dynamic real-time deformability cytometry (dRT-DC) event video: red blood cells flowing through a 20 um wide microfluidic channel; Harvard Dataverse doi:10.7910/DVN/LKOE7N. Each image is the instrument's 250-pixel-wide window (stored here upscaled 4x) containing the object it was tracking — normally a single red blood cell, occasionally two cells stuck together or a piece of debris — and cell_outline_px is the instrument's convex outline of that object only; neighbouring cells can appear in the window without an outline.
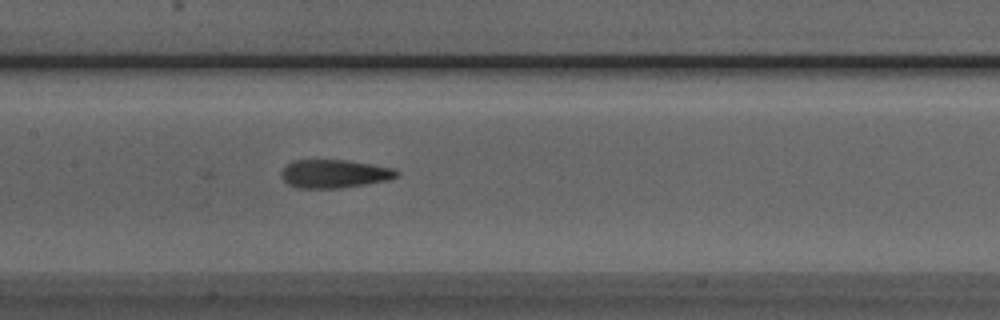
{"species": "Egyptian fruit bat (a non-hibernating species)", "species_latin": "Rousettus aegyptiacus", "temperature_condition": "room temperature", "stored_images_in_passage": 26, "camera_frame_rate_fps": 3000, "um_per_image_px": 0.085, "animal": {"sex": "male"}, "frame": {"image": 1, "passage_image": 9, "time_ms": 2.667, "image_size_px": [1000, 320], "cell_outline_px": [[400, 176], [388, 180], [340, 188], [296, 188], [288, 184], [280, 176], [280, 172], [292, 160], [344, 160], [372, 164], [392, 168], [400, 172]], "centroid_in_image_um": [28.41, 14.77], "position_along_channel_um": 179.0, "area_um2": 19.07}}
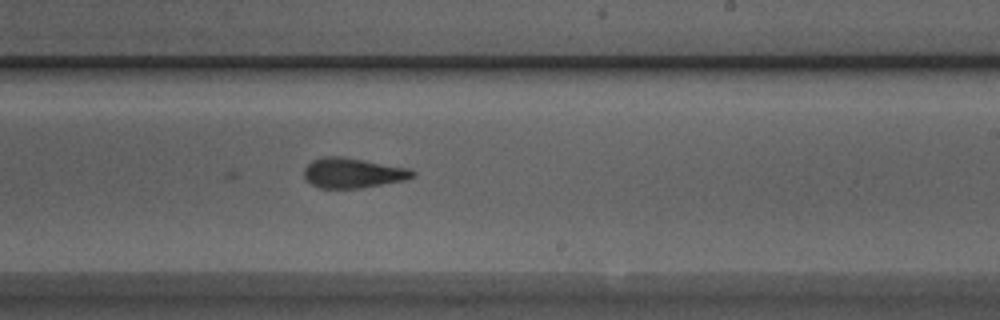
{"frame": {"image": 2, "passage_image": 15, "time_ms": 4.667, "image_size_px": [1000, 320], "cell_outline_px": [[416, 176], [408, 180], [360, 188], [320, 188], [304, 180], [304, 168], [312, 160], [324, 156], [344, 156], [408, 168], [416, 172]], "centroid_in_image_um": [30.0, 14.7], "position_along_channel_um": 259.0, "area_um2": 19.25}}
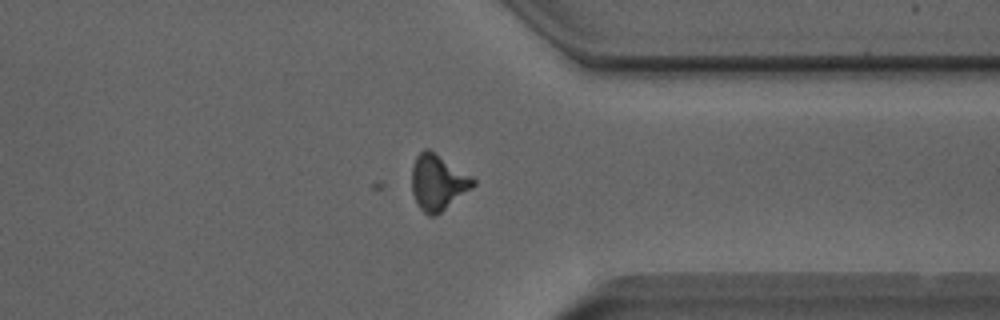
{"frame": {"image": 3, "passage_image": 24, "time_ms": 7.667, "image_size_px": [1000, 320], "cell_outline_px": [[476, 184], [472, 188], [436, 216], [428, 216], [416, 204], [412, 192], [412, 164], [416, 156], [424, 148], [428, 148], [472, 176], [476, 180]], "centroid_in_image_um": [37.21, 15.51], "position_along_channel_um": 374.2, "area_um2": 20.0}}